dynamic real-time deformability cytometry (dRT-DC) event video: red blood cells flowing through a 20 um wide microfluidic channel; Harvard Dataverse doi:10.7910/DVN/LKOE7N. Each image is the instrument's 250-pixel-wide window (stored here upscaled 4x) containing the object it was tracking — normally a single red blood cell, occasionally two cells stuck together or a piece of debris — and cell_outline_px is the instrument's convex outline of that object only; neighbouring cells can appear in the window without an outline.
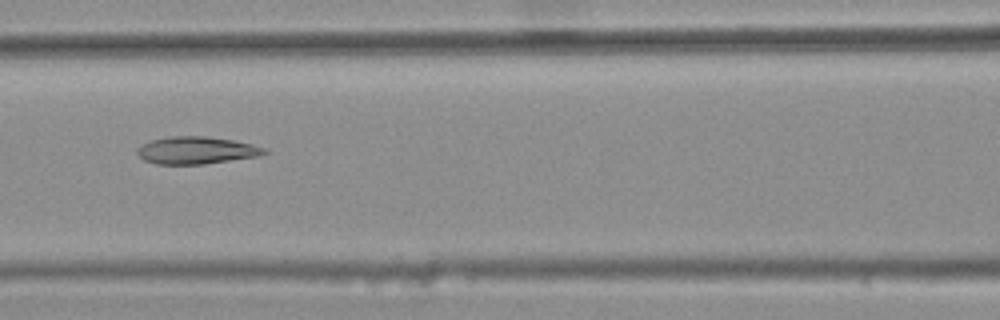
{"species": "common noctule bat (a hibernating species)", "species_latin": "Nyctalus noctula", "temperature_condition": "warm", "stored_images_in_passage": 7, "camera_frame_rate_fps": 3000, "um_per_image_px": 0.085, "animal": {"sex": "female", "body_mass_g": 25.1}, "frame": {"image": 1, "passage_image": 6, "time_ms": 1.667, "image_size_px": [1000, 320], "cell_outline_px": [[268, 152], [260, 156], [204, 164], [156, 164], [144, 160], [136, 152], [136, 148], [140, 144], [152, 140], [172, 136], [204, 136], [232, 140], [252, 144], [268, 148]], "centroid_in_image_um": [16.7, 12.78], "position_along_channel_um": 149.9, "area_um2": 20.35}}
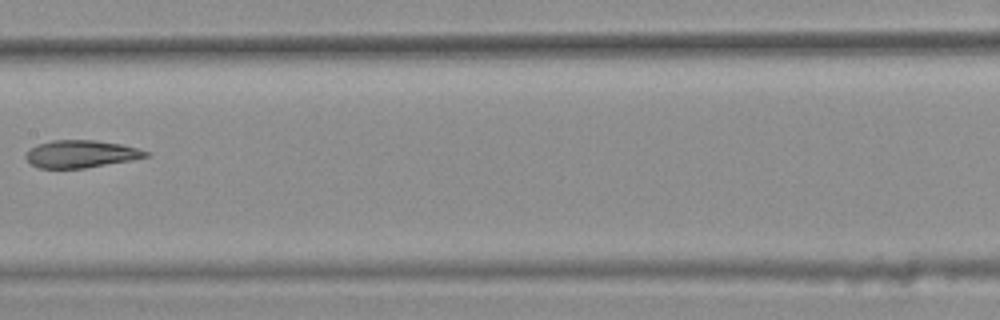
{"frame": {"image": 2, "passage_image": 7, "time_ms": 2.0, "image_size_px": [1000, 320], "cell_outline_px": [[152, 156], [132, 160], [84, 168], [40, 168], [32, 164], [24, 156], [36, 144], [52, 140], [96, 140], [120, 144], [136, 148], [148, 152]], "centroid_in_image_um": [6.9, 13.08], "position_along_channel_um": 200.5, "area_um2": 19.07}}